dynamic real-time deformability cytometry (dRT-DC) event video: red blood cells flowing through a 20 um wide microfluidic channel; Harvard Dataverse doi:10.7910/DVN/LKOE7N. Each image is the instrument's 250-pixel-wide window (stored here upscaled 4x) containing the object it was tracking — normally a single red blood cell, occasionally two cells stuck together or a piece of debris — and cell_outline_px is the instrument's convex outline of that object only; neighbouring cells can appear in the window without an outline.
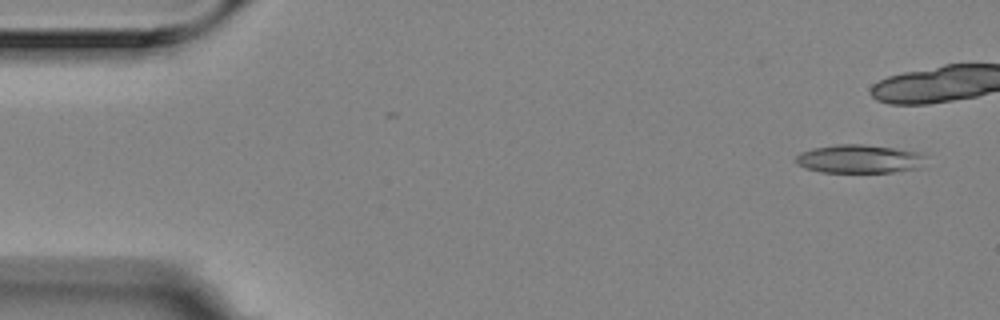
{"species": "Egyptian fruit bat (a non-hibernating species)", "species_latin": "Rousettus aegyptiacus", "temperature_condition": "room temperature", "stored_images_in_passage": 12, "camera_frame_rate_fps": 3000, "um_per_image_px": 0.085, "animal": {"sex": "female"}, "frame": {"image": 1, "passage_image": 1, "time_ms": 0.0, "image_size_px": [1000, 320], "cell_outline_px": [[924, 156], [916, 168], [892, 172], [820, 172], [804, 168], [796, 164], [796, 156], [800, 152], [812, 148], [836, 144], [860, 144], [896, 148], [916, 152]], "centroid_in_image_um": [72.91, 13.5], "position_along_channel_um": 12.1, "area_um2": 21.27}}
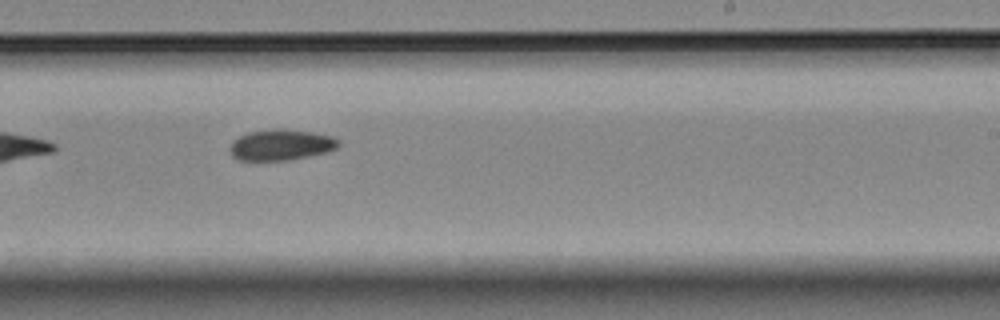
{"frame": {"image": 2, "passage_image": 10, "time_ms": 3.0, "image_size_px": [1000, 320], "cell_outline_px": [[340, 148], [328, 152], [288, 160], [236, 160], [232, 156], [228, 148], [232, 140], [248, 132], [272, 128], [280, 128], [312, 132], [332, 136], [340, 140]], "centroid_in_image_um": [23.89, 12.31], "position_along_channel_um": 265.1, "area_um2": 19.94}}